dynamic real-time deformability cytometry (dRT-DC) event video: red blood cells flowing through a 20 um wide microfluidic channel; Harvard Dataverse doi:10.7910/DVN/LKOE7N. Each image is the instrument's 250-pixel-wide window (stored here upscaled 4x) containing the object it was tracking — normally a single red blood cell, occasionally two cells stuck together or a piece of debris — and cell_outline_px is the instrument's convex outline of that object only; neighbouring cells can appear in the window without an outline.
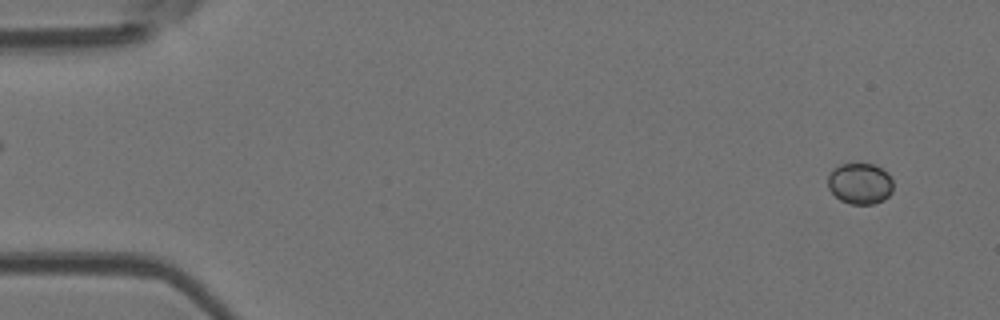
{"species": "Egyptian fruit bat (a non-hibernating species)", "species_latin": "Rousettus aegyptiacus", "temperature_condition": "room temperature", "stored_images_in_passage": 50, "camera_frame_rate_fps": 3000, "um_per_image_px": 0.085, "animal": {"sex": "female"}, "frame": {"image": 1, "passage_image": 1, "time_ms": 0.0, "image_size_px": [1000, 320], "cell_outline_px": [[892, 192], [884, 200], [872, 204], [848, 204], [840, 200], [828, 188], [828, 176], [832, 168], [840, 164], [876, 164], [888, 172], [892, 180]], "centroid_in_image_um": [73.1, 15.59], "position_along_channel_um": 11.9, "area_um2": 15.84}}
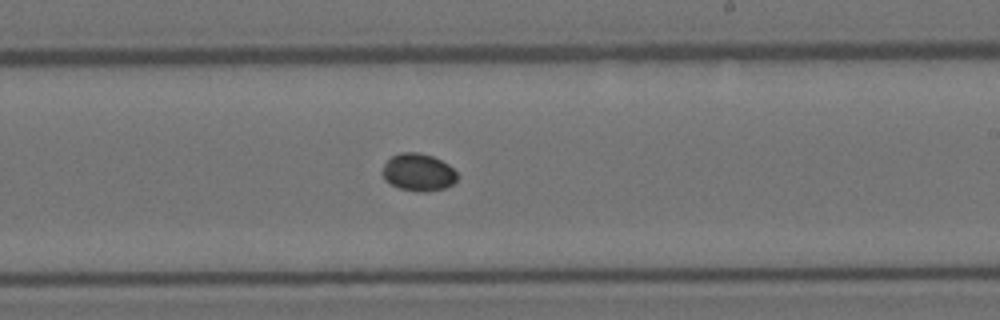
{"frame": {"image": 2, "passage_image": 29, "time_ms": 9.333, "image_size_px": [1000, 320], "cell_outline_px": [[456, 180], [452, 184], [444, 188], [424, 192], [400, 188], [384, 180], [384, 164], [392, 156], [400, 152], [416, 152], [432, 156], [448, 164], [456, 172]], "centroid_in_image_um": [35.56, 14.63], "position_along_channel_um": 253.4, "area_um2": 15.95}}
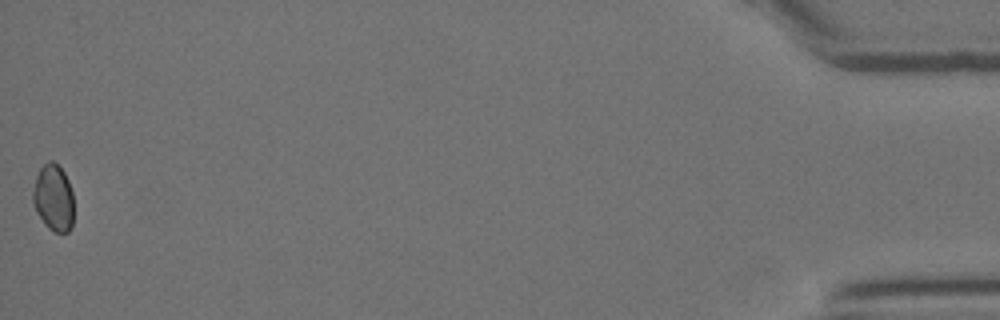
{"frame": {"image": 3, "passage_image": 50, "time_ms": 16.333, "image_size_px": [1000, 320], "cell_outline_px": [[72, 228], [68, 232], [56, 232], [48, 228], [44, 224], [36, 212], [32, 204], [32, 192], [36, 176], [40, 168], [48, 160], [52, 160], [64, 172], [68, 180], [72, 192]], "centroid_in_image_um": [4.52, 16.82], "position_along_channel_um": 430.7, "area_um2": 15.95}}